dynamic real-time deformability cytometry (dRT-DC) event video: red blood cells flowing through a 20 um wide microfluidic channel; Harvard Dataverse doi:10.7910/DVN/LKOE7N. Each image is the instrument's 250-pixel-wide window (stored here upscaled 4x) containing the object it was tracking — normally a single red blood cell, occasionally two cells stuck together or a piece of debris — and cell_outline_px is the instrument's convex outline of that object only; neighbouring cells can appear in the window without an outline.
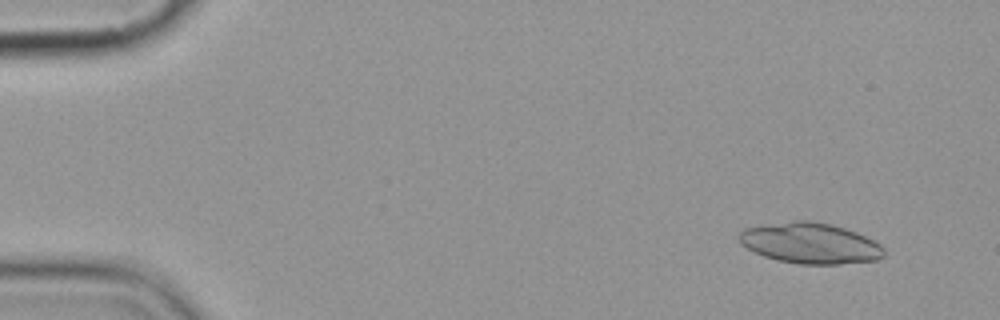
{"species": "common noctule bat (a hibernating species)", "species_latin": "Nyctalus noctula", "temperature_condition": "cold", "stored_images_in_passage": 7, "camera_frame_rate_fps": 3000, "um_per_image_px": 0.085, "animal": {"sex": "female", "body_mass_g": 19.9}, "frame": {"image": 1, "passage_image": 2, "time_ms": 1.333, "image_size_px": [1000, 320], "cell_outline_px": [[884, 256], [876, 260], [840, 264], [800, 264], [776, 260], [764, 256], [748, 248], [740, 240], [740, 232], [744, 228], [796, 220], [808, 220], [832, 224], [856, 232], [880, 244], [884, 248]], "centroid_in_image_um": [68.9, 20.67], "position_along_channel_um": 16.1, "area_um2": 34.1}}